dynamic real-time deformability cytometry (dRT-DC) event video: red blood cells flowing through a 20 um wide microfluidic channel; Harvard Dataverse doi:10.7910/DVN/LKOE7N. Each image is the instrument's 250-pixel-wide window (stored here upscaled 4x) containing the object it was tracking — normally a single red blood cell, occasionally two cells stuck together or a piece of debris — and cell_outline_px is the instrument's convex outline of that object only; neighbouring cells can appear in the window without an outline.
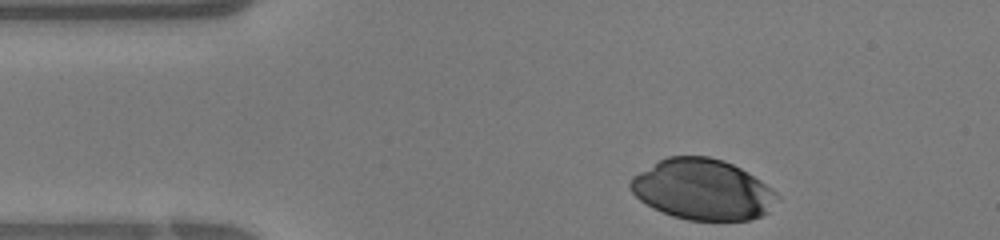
{"species": "human", "species_latin": "Homo sapiens", "temperature_condition": "warm", "stored_images_in_passage": 25, "camera_frame_rate_fps": 3000, "um_per_image_px": 0.085, "donor": {"sex": "female"}, "frame": {"image": 1, "passage_image": 1, "time_ms": 0.0, "image_size_px": [1000, 240], "cell_outline_px": [[780, 200], [768, 212], [760, 216], [748, 220], [688, 220], [672, 216], [652, 208], [640, 200], [632, 192], [628, 184], [632, 176], [660, 160], [668, 156], [708, 156], [724, 160], [740, 168], [760, 180], [776, 192], [780, 196]], "centroid_in_image_um": [59.73, 16.12], "position_along_channel_um": 25.3, "area_um2": 51.9}}
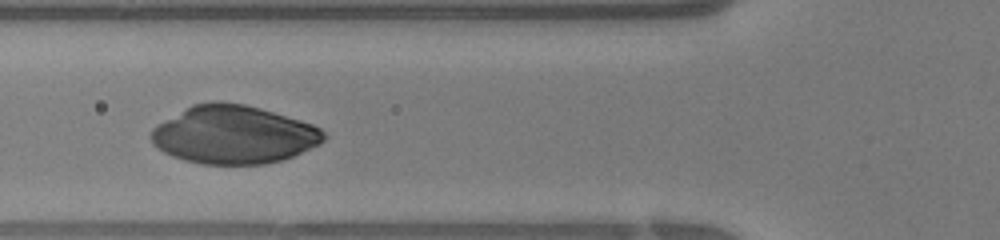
{"frame": {"image": 2, "passage_image": 9, "time_ms": 2.667, "image_size_px": [1000, 240], "cell_outline_px": [[328, 136], [320, 144], [284, 160], [264, 164], [200, 164], [184, 160], [172, 156], [156, 148], [152, 144], [148, 136], [152, 128], [156, 124], [192, 104], [212, 100], [220, 100], [244, 104], [260, 108], [300, 120], [312, 124], [320, 128]], "centroid_in_image_um": [19.82, 11.44], "position_along_channel_um": 106.0, "area_um2": 59.13}}
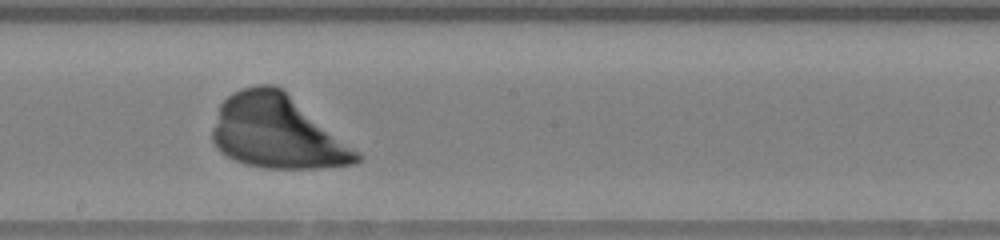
{"frame": {"image": 3, "passage_image": 16, "time_ms": 5.0, "image_size_px": [1000, 240], "cell_outline_px": [[364, 156], [356, 164], [316, 168], [264, 168], [244, 164], [220, 152], [216, 148], [212, 140], [212, 128], [220, 104], [232, 92], [240, 88], [256, 84], [276, 84], [360, 152]], "centroid_in_image_um": [23.54, 11.22], "position_along_channel_um": 224.7, "area_um2": 61.67}}